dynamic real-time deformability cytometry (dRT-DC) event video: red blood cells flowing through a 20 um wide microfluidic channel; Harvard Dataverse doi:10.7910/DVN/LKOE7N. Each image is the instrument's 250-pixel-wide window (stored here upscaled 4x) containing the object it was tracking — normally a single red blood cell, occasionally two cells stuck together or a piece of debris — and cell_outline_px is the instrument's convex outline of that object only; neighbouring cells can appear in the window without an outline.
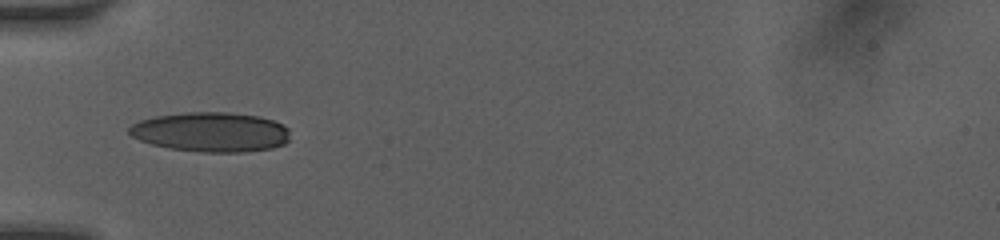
{"species": "human", "species_latin": "Homo sapiens", "temperature_condition": "room temperature", "stored_images_in_passage": 4, "camera_frame_rate_fps": 3000, "um_per_image_px": 0.085, "donor": {"sex": "female"}, "frame": {"image": 1, "passage_image": 1, "time_ms": 0.0, "image_size_px": [1000, 240], "cell_outline_px": [[288, 140], [284, 144], [272, 148], [244, 152], [204, 152], [168, 148], [152, 144], [140, 140], [132, 136], [128, 132], [128, 128], [132, 124], [140, 120], [156, 116], [184, 112], [228, 112], [260, 116], [272, 120], [288, 128]], "centroid_in_image_um": [17.91, 11.22], "position_along_channel_um": 67.1, "area_um2": 37.17}}
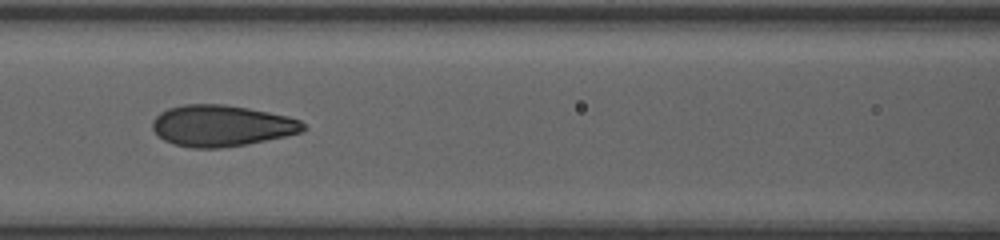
{"frame": {"image": 2, "passage_image": 3, "time_ms": 2.0, "image_size_px": [1000, 240], "cell_outline_px": [[308, 128], [300, 132], [284, 136], [248, 144], [220, 148], [192, 148], [172, 144], [164, 140], [152, 128], [152, 120], [160, 112], [168, 108], [184, 104], [224, 104], [248, 108], [288, 116], [300, 120]], "centroid_in_image_um": [18.82, 10.68], "position_along_channel_um": 147.8, "area_um2": 36.3}}
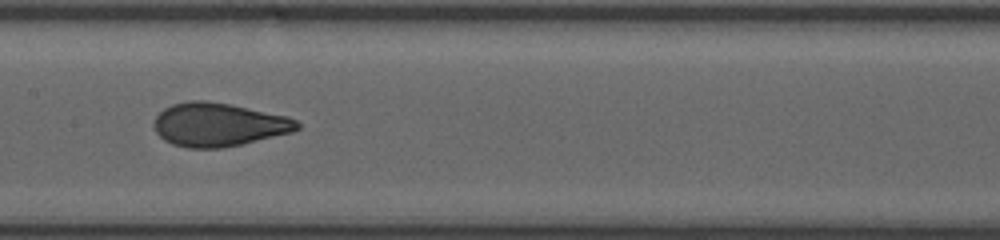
{"frame": {"image": 3, "passage_image": 4, "time_ms": 3.0, "image_size_px": [1000, 240], "cell_outline_px": [[300, 128], [292, 132], [240, 144], [220, 148], [188, 148], [172, 144], [164, 140], [156, 132], [152, 124], [156, 116], [164, 108], [172, 104], [192, 100], [204, 100], [228, 104], [288, 116], [296, 120], [300, 124]], "centroid_in_image_um": [18.55, 10.59], "position_along_channel_um": 188.9, "area_um2": 36.13}}